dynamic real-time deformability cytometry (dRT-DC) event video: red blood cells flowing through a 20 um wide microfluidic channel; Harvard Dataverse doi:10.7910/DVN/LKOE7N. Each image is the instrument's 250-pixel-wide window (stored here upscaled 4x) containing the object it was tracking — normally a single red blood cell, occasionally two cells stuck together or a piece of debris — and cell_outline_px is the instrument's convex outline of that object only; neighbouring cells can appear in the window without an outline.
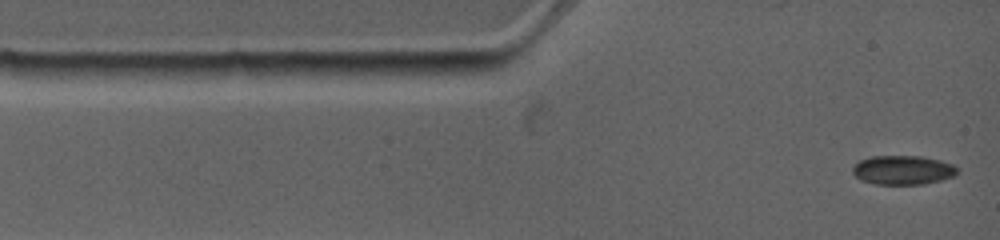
{"species": "common noctule bat (a hibernating species)", "species_latin": "Nyctalus noctula", "temperature_condition": "warm", "stored_images_in_passage": 5, "camera_frame_rate_fps": 4500, "um_per_image_px": 0.085, "animal": {"sex": "female", "body_mass_g": 19.0, "forearm_length_mm": 53.3}, "frame": {"image": 1, "passage_image": 1, "time_ms": 0.0, "image_size_px": [1000, 240], "cell_outline_px": [[956, 176], [924, 184], [876, 184], [860, 180], [852, 172], [852, 168], [860, 160], [872, 156], [920, 156], [940, 160], [952, 164], [956, 168]], "centroid_in_image_um": [76.73, 14.45], "position_along_channel_um": 8.3, "area_um2": 17.69}}
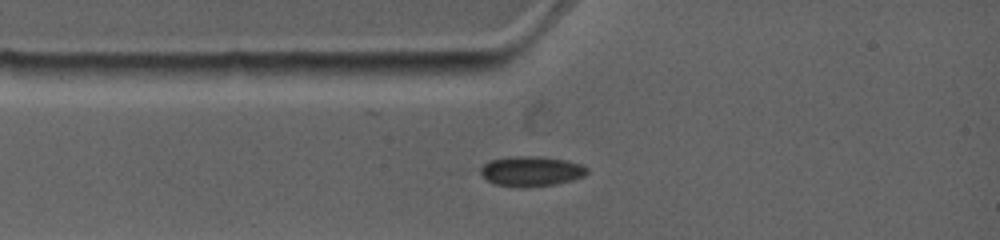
{"frame": {"image": 2, "passage_image": 4, "time_ms": 1.778, "image_size_px": [1000, 240], "cell_outline_px": [[588, 172], [584, 176], [572, 180], [556, 184], [524, 188], [496, 184], [488, 180], [480, 172], [480, 168], [488, 160], [512, 156], [544, 156], [568, 160], [584, 164], [588, 168]], "centroid_in_image_um": [45.2, 14.54], "position_along_channel_um": 39.8, "area_um2": 18.96}}